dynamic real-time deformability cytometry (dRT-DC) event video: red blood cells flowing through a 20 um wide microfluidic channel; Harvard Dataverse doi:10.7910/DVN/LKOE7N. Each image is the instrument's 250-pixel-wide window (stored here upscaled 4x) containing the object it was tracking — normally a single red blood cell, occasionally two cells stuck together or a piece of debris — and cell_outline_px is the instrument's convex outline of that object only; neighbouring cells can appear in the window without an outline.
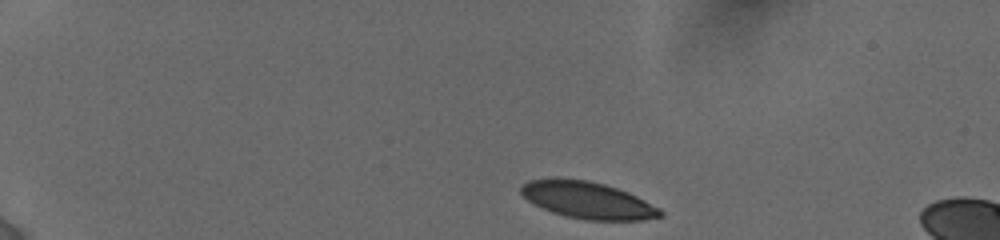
{"species": "human", "species_latin": "Homo sapiens", "temperature_condition": "cold", "stored_images_in_passage": 22, "camera_frame_rate_fps": 3000, "um_per_image_px": 0.085, "donor": {"sex": "female"}, "frame": {"image": 1, "passage_image": 1, "time_ms": 0.0, "image_size_px": [1000, 240], "cell_outline_px": [[664, 216], [644, 220], [584, 220], [564, 216], [552, 212], [528, 200], [520, 192], [520, 184], [528, 180], [552, 176], [588, 180], [604, 184], [628, 192], [660, 208], [664, 212]], "centroid_in_image_um": [49.92, 16.99], "position_along_channel_um": 35.1, "area_um2": 30.35}}
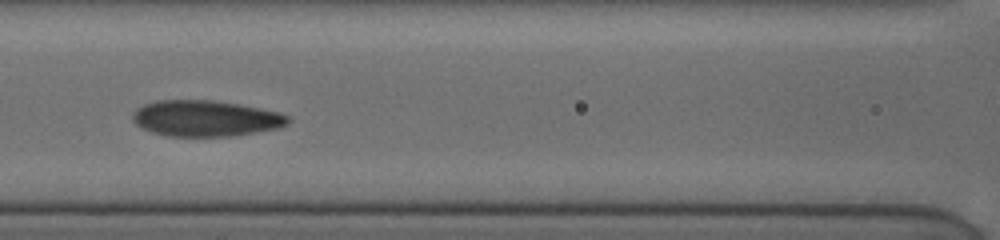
{"frame": {"image": 2, "passage_image": 13, "time_ms": 5.333, "image_size_px": [1000, 240], "cell_outline_px": [[292, 120], [288, 124], [280, 128], [236, 136], [168, 136], [152, 132], [140, 128], [132, 120], [132, 116], [136, 108], [144, 104], [156, 100], [212, 100], [240, 104], [280, 112], [288, 116]], "centroid_in_image_um": [17.5, 10.06], "position_along_channel_um": 149.1, "area_um2": 33.0}}
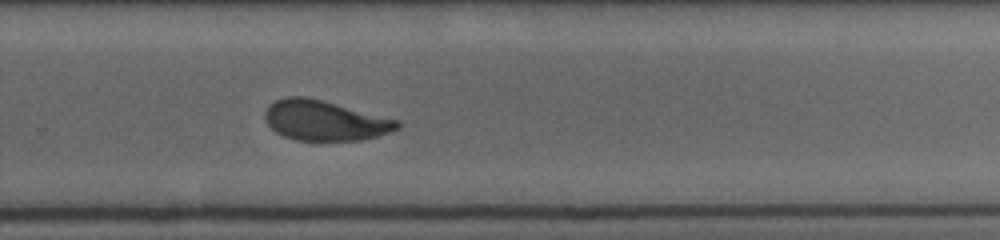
{"frame": {"image": 3, "passage_image": 22, "time_ms": 9.333, "image_size_px": [1000, 240], "cell_outline_px": [[400, 128], [380, 136], [360, 140], [296, 140], [284, 136], [276, 132], [264, 120], [264, 112], [268, 104], [276, 100], [288, 96], [304, 96], [400, 120]], "centroid_in_image_um": [27.6, 10.24], "position_along_channel_um": 302.2, "area_um2": 30.87}}